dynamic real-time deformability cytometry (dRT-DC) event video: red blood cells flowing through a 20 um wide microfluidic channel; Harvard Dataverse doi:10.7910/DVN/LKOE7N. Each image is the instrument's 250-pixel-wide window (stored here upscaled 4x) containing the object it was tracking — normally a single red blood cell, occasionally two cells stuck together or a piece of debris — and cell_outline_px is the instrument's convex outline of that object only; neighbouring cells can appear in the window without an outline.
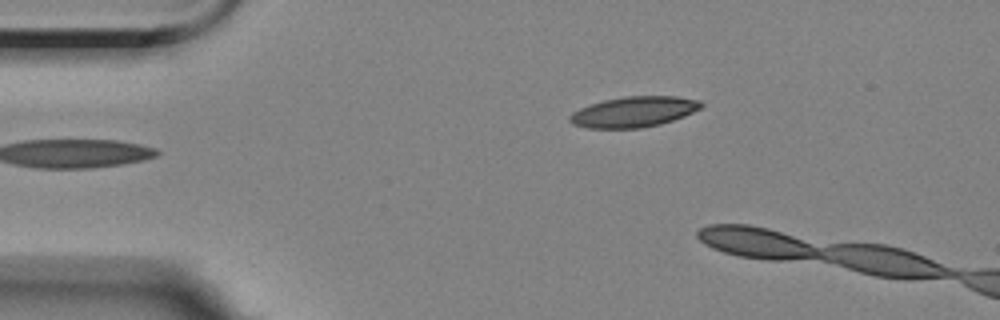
{"species": "Egyptian fruit bat (a non-hibernating species)", "species_latin": "Rousettus aegyptiacus", "temperature_condition": "room temperature", "stored_images_in_passage": 2, "camera_frame_rate_fps": 3000, "um_per_image_px": 0.085, "animal": {"sex": "female"}, "frame": {"image": 1, "passage_image": 2, "time_ms": 1.333, "image_size_px": [1000, 320], "cell_outline_px": [[704, 104], [700, 108], [684, 116], [660, 124], [640, 128], [588, 128], [572, 124], [568, 120], [568, 116], [572, 112], [580, 108], [604, 100], [624, 96], [676, 96], [700, 100]], "centroid_in_image_um": [53.86, 9.5], "position_along_channel_um": 31.1, "area_um2": 23.35}}